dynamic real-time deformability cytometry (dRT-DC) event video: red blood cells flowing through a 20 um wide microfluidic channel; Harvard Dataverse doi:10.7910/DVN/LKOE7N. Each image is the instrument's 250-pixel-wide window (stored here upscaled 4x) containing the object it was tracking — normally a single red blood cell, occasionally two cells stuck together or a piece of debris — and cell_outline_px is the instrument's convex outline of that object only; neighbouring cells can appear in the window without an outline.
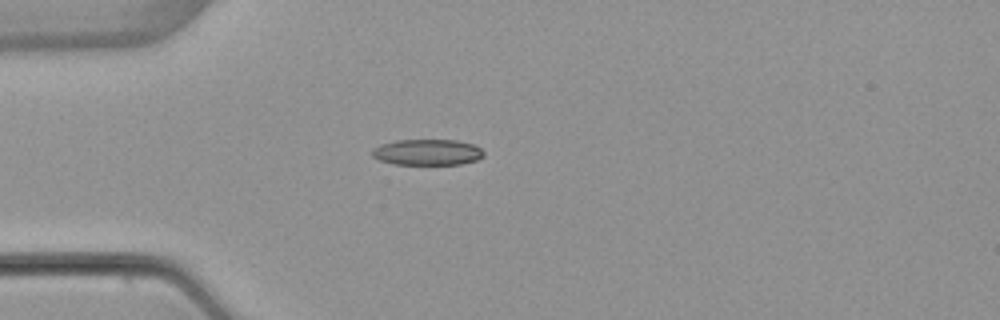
{"species": "common noctule bat (a hibernating species)", "species_latin": "Nyctalus noctula", "temperature_condition": "warm", "stored_images_in_passage": 5, "camera_frame_rate_fps": 3000, "um_per_image_px": 0.085, "animal": {"sex": "female", "body_mass_g": 22.7, "forearm_length_mm": 54.2}, "frame": {"image": 1, "passage_image": 5, "time_ms": 4.667, "image_size_px": [1000, 320], "cell_outline_px": [[484, 156], [476, 160], [460, 164], [396, 164], [380, 160], [372, 156], [372, 148], [380, 144], [396, 140], [456, 140], [476, 144], [484, 152]], "centroid_in_image_um": [36.34, 12.93], "position_along_channel_um": 48.7, "area_um2": 16.94}}